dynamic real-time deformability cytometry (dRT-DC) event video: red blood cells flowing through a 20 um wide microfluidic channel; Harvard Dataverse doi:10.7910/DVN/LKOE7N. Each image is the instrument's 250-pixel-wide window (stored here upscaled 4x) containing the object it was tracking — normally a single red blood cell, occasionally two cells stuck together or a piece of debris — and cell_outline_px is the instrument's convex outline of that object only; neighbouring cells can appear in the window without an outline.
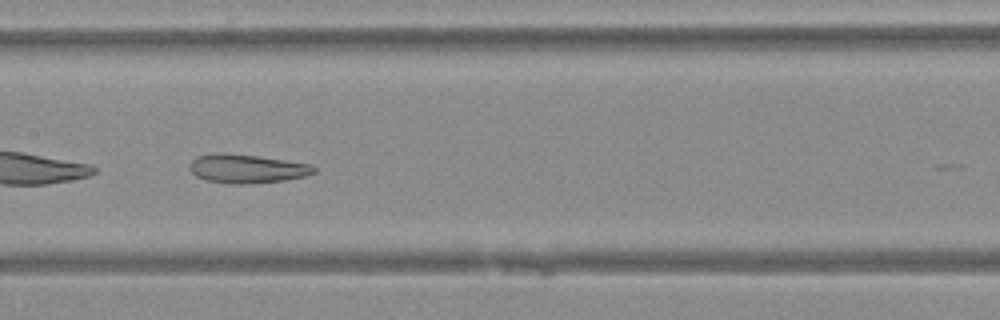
{"species": "Egyptian fruit bat (a non-hibernating species)", "species_latin": "Rousettus aegyptiacus", "temperature_condition": "warm", "stored_images_in_passage": 43, "camera_frame_rate_fps": 3000, "um_per_image_px": 0.085, "animal": {"sex": "female"}, "frame": {"image": 1, "passage_image": 24, "time_ms": 7.667, "image_size_px": [1000, 320], "cell_outline_px": [[316, 172], [304, 176], [284, 180], [244, 184], [232, 184], [204, 180], [196, 176], [188, 168], [188, 164], [196, 156], [256, 156], [312, 164], [316, 168]], "centroid_in_image_um": [21.02, 14.39], "position_along_channel_um": 186.4, "area_um2": 20.0}}
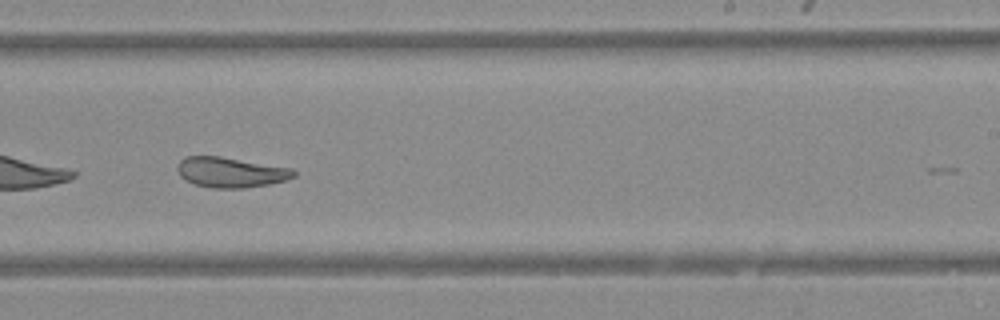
{"frame": {"image": 2, "passage_image": 30, "time_ms": 9.667, "image_size_px": [1000, 320], "cell_outline_px": [[296, 176], [288, 180], [268, 184], [244, 188], [212, 188], [196, 184], [180, 176], [176, 168], [176, 164], [184, 156], [220, 156], [292, 168], [296, 172]], "centroid_in_image_um": [19.61, 14.64], "position_along_channel_um": 269.4, "area_um2": 20.58}}